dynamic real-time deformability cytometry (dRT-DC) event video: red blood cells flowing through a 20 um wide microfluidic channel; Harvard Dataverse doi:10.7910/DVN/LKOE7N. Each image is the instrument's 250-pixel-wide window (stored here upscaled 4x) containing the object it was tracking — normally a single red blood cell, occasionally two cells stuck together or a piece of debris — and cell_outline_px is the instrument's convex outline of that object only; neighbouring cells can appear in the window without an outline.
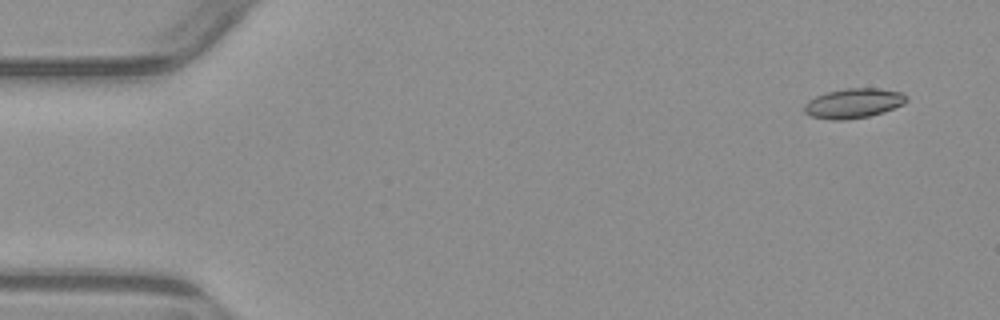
{"species": "common noctule bat (a hibernating species)", "species_latin": "Nyctalus noctula", "temperature_condition": "warm", "stored_images_in_passage": 4, "camera_frame_rate_fps": 3000, "um_per_image_px": 0.085, "animal": {"sex": "male", "body_mass_g": 23.1, "forearm_length_mm": 52.7}, "frame": {"image": 1, "passage_image": 1, "time_ms": 0.0, "image_size_px": [1000, 320], "cell_outline_px": [[908, 100], [904, 104], [884, 112], [868, 116], [844, 120], [832, 120], [812, 116], [804, 112], [804, 104], [808, 100], [816, 96], [828, 92], [844, 88], [880, 88], [904, 92], [908, 96]], "centroid_in_image_um": [72.59, 8.76], "position_along_channel_um": 12.4, "area_um2": 17.86}}